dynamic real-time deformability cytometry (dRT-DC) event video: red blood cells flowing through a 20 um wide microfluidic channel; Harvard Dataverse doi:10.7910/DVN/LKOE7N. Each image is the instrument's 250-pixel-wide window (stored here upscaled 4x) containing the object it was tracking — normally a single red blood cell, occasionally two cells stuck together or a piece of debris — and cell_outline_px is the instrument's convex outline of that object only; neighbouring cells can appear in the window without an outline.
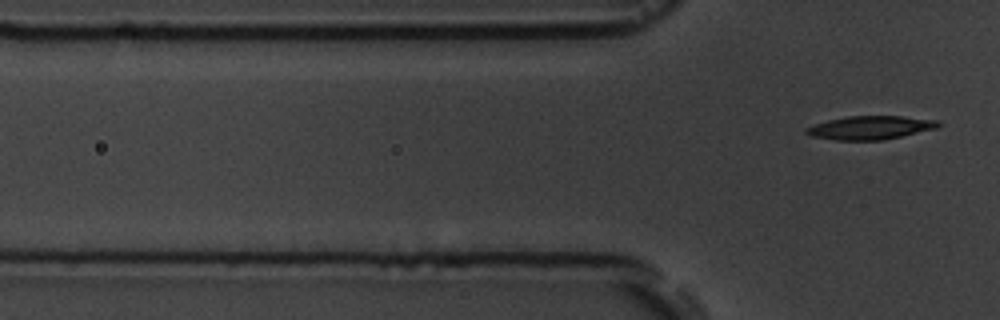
{"species": "common noctule bat (a hibernating species)", "species_latin": "Nyctalus noctula", "temperature_condition": "room temperature", "stored_images_in_passage": 6, "segment_of_instrument_passage": [2, 2], "camera_frame_rate_fps": 3000, "um_per_image_px": 0.085, "animal": {"sex": "male", "body_mass_g": 19.5, "forearm_length_mm": 54.6}, "frame": {"image": 1, "passage_image": 6, "time_ms": 7.333, "image_size_px": [1000, 320], "cell_outline_px": [[940, 124], [936, 128], [900, 136], [880, 140], [836, 140], [812, 136], [804, 132], [804, 128], [812, 124], [828, 120], [848, 116], [900, 116], [940, 120]], "centroid_in_image_um": [73.92, 10.84], "position_along_channel_um": 51.9, "area_um2": 17.98}}